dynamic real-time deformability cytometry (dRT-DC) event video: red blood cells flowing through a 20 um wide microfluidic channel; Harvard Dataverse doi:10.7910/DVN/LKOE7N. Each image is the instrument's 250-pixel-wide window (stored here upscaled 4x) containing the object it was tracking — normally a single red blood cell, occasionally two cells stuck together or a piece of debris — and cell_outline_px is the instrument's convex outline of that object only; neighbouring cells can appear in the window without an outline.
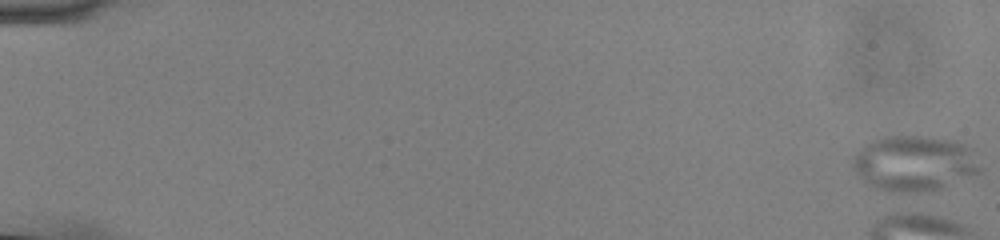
{"species": "common noctule bat (a hibernating species)", "species_latin": "Nyctalus noctula", "temperature_condition": "cold", "stored_images_in_passage": 2, "camera_frame_rate_fps": 3000, "um_per_image_px": 0.085, "animal": {"sex": "male", "body_mass_g": 13.0, "forearm_length_mm": 53.1}, "frame": {"image": 1, "passage_image": 1, "time_ms": 0.0, "image_size_px": [1000, 240], "cell_outline_px": [[984, 168], [980, 172], [944, 188], [928, 192], [896, 192], [880, 188], [868, 184], [852, 168], [852, 164], [860, 148], [864, 144], [872, 140], [888, 136], [924, 136], [956, 140], [972, 148]], "centroid_in_image_um": [77.8, 13.88], "position_along_channel_um": 7.2, "area_um2": 41.5}}